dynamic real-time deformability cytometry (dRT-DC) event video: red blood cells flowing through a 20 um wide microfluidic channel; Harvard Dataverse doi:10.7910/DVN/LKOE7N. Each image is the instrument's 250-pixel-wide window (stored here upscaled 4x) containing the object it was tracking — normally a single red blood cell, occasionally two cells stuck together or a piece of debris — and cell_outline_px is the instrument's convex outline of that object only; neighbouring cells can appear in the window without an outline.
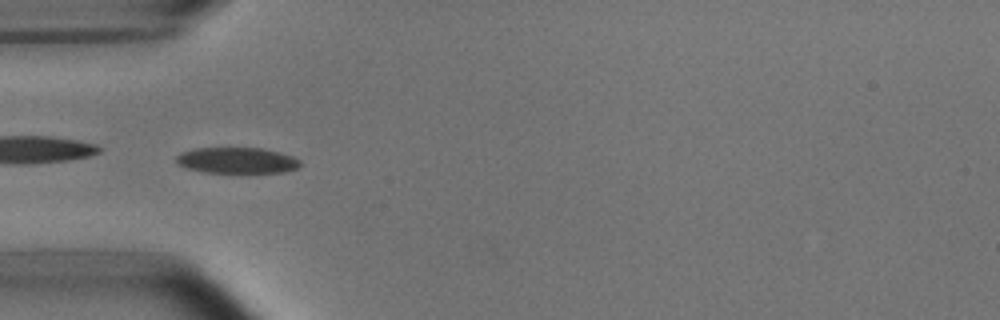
{"species": "common noctule bat (a hibernating species)", "species_latin": "Nyctalus noctula", "temperature_condition": "room temperature", "stored_images_in_passage": 52, "camera_frame_rate_fps": 3000, "um_per_image_px": 0.085, "animal": {"sex": "male", "body_mass_g": 15.6}, "frame": {"image": 1, "passage_image": 16, "time_ms": 5.0, "image_size_px": [1000, 320], "cell_outline_px": [[300, 164], [296, 168], [284, 172], [204, 172], [184, 168], [176, 164], [176, 156], [180, 152], [196, 148], [264, 148], [280, 152], [292, 156], [300, 160]], "centroid_in_image_um": [20.09, 13.63], "position_along_channel_um": 64.9, "area_um2": 18.79}}
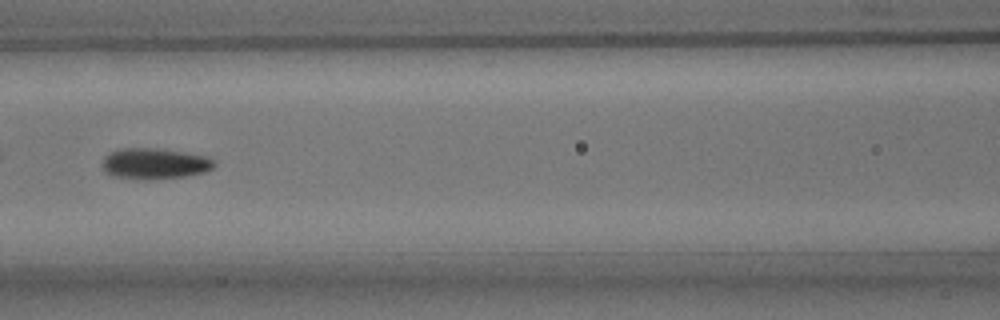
{"frame": {"image": 2, "passage_image": 23, "time_ms": 7.333, "image_size_px": [1000, 320], "cell_outline_px": [[216, 164], [212, 168], [204, 172], [184, 176], [152, 180], [144, 180], [112, 176], [104, 172], [104, 156], [120, 148], [156, 148], [184, 152], [208, 156]], "centroid_in_image_um": [13.14, 13.91], "position_along_channel_um": 153.5, "area_um2": 20.17}}
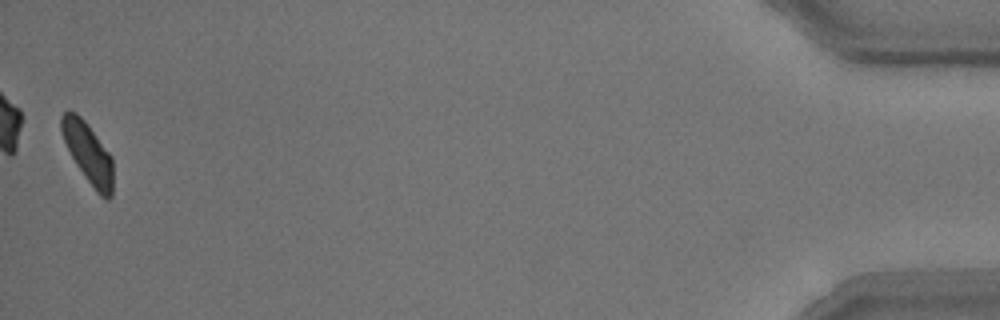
{"frame": {"image": 3, "passage_image": 52, "time_ms": 17.0, "image_size_px": [1000, 320], "cell_outline_px": [[112, 196], [108, 200], [104, 200], [96, 192], [84, 176], [76, 164], [64, 140], [60, 128], [60, 116], [64, 112], [76, 112], [84, 120], [112, 156]], "centroid_in_image_um": [7.5, 13.03], "position_along_channel_um": 427.7, "area_um2": 18.03}, "authors_computed_cell_mechanics": {"area_um2": 18.9006, "velocity_mm_per_s": 3.7822, "shape_relaxation_time_tau1_ms": 3.2874, "shape_relaxation_time_tau2_ms": 1.3378, "deformation_change_tau1": 0.1326, "deformation_change_tau2": 0.0625}}